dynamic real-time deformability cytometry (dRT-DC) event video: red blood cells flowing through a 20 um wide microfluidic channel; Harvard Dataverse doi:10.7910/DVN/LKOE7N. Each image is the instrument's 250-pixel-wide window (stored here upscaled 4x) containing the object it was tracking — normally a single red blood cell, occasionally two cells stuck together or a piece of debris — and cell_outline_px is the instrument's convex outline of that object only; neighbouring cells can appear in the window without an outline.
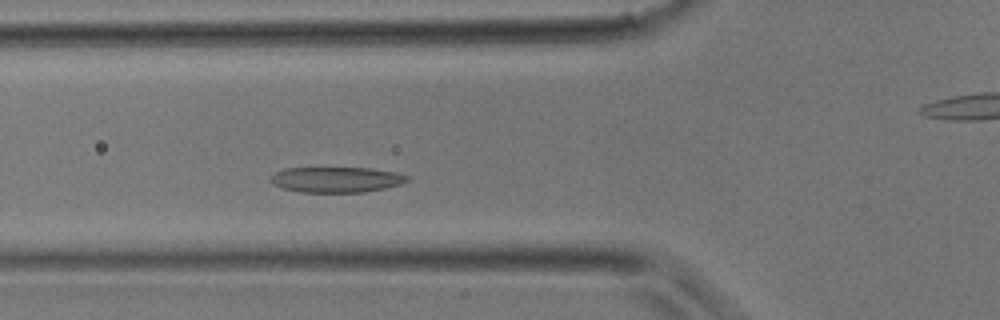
{"species": "common noctule bat (a hibernating species)", "species_latin": "Nyctalus noctula", "temperature_condition": "room temperature", "stored_images_in_passage": 34, "camera_frame_rate_fps": 3000, "um_per_image_px": 0.085, "animal": {"sex": "male", "body_mass_g": 17.9}, "frame": {"image": 1, "passage_image": 9, "time_ms": 2.667, "image_size_px": [1000, 320], "cell_outline_px": [[412, 180], [400, 184], [384, 188], [364, 192], [300, 192], [284, 188], [272, 184], [272, 176], [276, 172], [284, 168], [372, 168], [396, 172], [412, 176]], "centroid_in_image_um": [28.67, 15.26], "position_along_channel_um": 97.1, "area_um2": 20.35}}
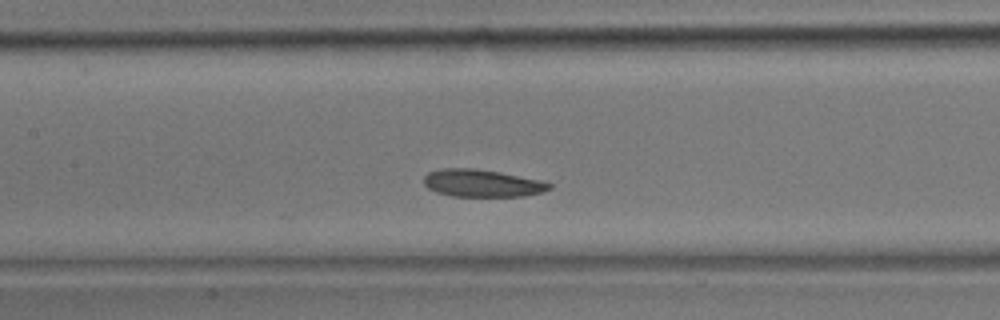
{"frame": {"image": 2, "passage_image": 13, "time_ms": 4.0, "image_size_px": [1000, 320], "cell_outline_px": [[552, 188], [540, 192], [524, 196], [452, 196], [436, 192], [428, 188], [424, 184], [424, 176], [428, 172], [440, 168], [476, 168], [500, 172], [540, 180], [552, 184]], "centroid_in_image_um": [40.94, 15.56], "position_along_channel_um": 166.5, "area_um2": 20.06}}
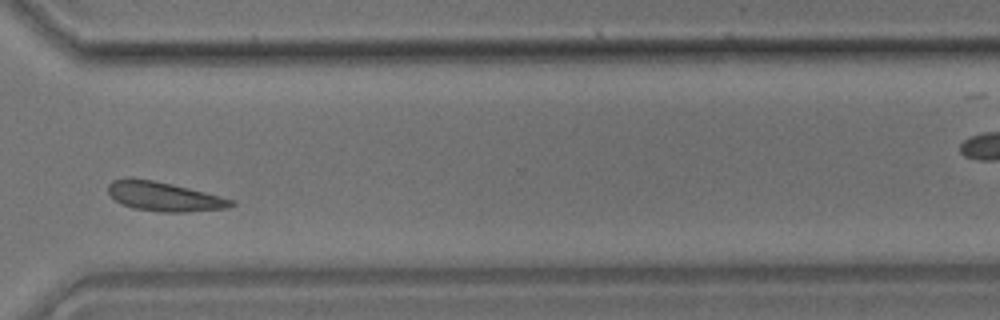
{"frame": {"image": 3, "passage_image": 24, "time_ms": 7.667, "image_size_px": [1000, 320], "cell_outline_px": [[236, 204], [228, 208], [188, 212], [160, 212], [132, 208], [120, 204], [108, 192], [108, 184], [112, 180], [128, 176], [132, 176], [172, 184], [236, 200]], "centroid_in_image_um": [13.92, 16.69], "position_along_channel_um": 356.7, "area_um2": 21.27}}